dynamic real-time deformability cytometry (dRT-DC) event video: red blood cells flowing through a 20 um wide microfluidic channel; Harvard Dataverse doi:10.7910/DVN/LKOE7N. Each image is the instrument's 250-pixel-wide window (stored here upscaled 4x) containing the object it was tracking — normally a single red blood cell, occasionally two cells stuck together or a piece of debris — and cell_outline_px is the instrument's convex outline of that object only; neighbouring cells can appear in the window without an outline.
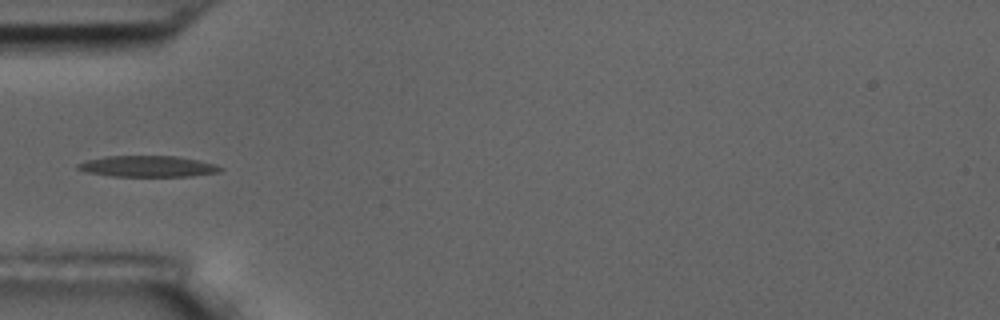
{"species": "common noctule bat (a hibernating species)", "species_latin": "Nyctalus noctula", "temperature_condition": "room temperature", "stored_images_in_passage": 10, "camera_frame_rate_fps": 3000, "um_per_image_px": 0.085, "animal": {"sex": "male", "body_mass_g": 17.5, "forearm_length_mm": 52.3}, "frame": {"image": 1, "passage_image": 6, "time_ms": 6.0, "image_size_px": [1000, 320], "cell_outline_px": [[224, 168], [220, 172], [192, 176], [112, 176], [84, 172], [76, 168], [76, 164], [88, 160], [108, 156], [176, 156], [196, 160], [212, 164]], "centroid_in_image_um": [12.52, 14.14], "position_along_channel_um": 72.5, "area_um2": 17.4}}
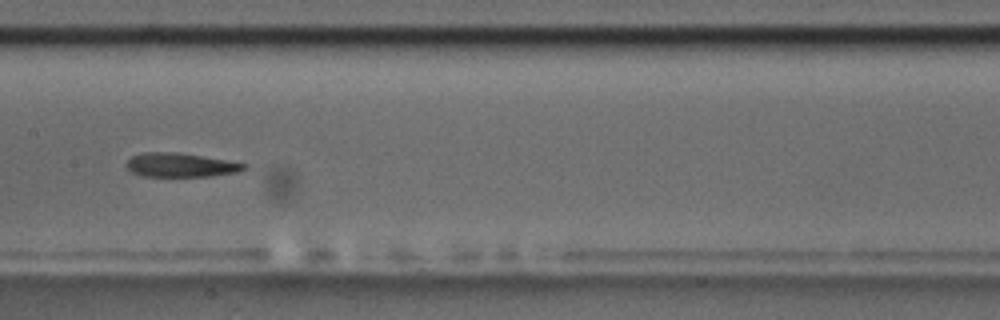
{"frame": {"image": 2, "passage_image": 9, "time_ms": 9.333, "image_size_px": [1000, 320], "cell_outline_px": [[248, 168], [236, 172], [212, 176], [140, 176], [132, 172], [124, 164], [132, 156], [144, 152], [176, 152], [248, 164]], "centroid_in_image_um": [15.32, 14.03], "position_along_channel_um": 192.1, "area_um2": 16.3}}
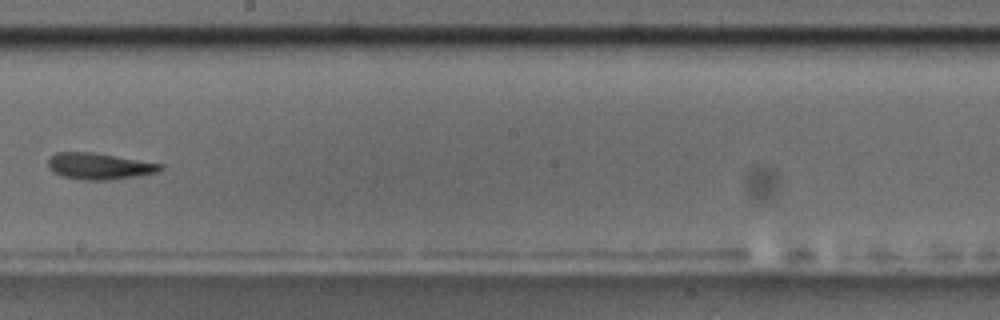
{"frame": {"image": 3, "passage_image": 10, "time_ms": 10.667, "image_size_px": [1000, 320], "cell_outline_px": [[164, 168], [156, 172], [136, 176], [112, 180], [80, 180], [64, 176], [56, 172], [48, 164], [48, 160], [56, 152], [96, 152], [164, 164]], "centroid_in_image_um": [8.5, 14.11], "position_along_channel_um": 239.7, "area_um2": 17.22}}